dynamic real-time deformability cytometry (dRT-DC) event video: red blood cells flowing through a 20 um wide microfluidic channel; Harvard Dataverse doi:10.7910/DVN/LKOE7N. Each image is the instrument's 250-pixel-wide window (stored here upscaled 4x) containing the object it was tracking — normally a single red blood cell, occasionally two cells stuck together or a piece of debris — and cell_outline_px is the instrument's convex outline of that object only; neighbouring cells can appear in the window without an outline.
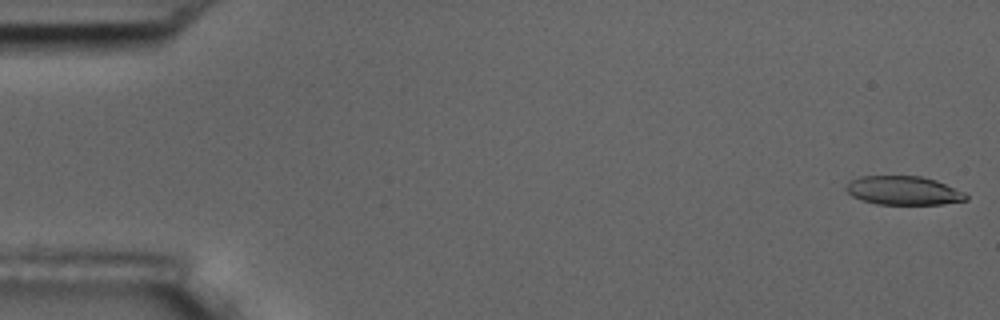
{"species": "common noctule bat (a hibernating species)", "species_latin": "Nyctalus noctula", "temperature_condition": "room temperature", "stored_images_in_passage": 56, "camera_frame_rate_fps": 3000, "um_per_image_px": 0.085, "animal": {"sex": "male", "body_mass_g": 17.5, "forearm_length_mm": 52.3}, "frame": {"image": 1, "passage_image": 1, "time_ms": 0.0, "image_size_px": [1000, 320], "cell_outline_px": [[968, 200], [940, 204], [876, 204], [860, 200], [852, 196], [844, 188], [852, 180], [860, 176], [920, 176], [936, 180], [964, 192], [968, 196]], "centroid_in_image_um": [76.79, 16.2], "position_along_channel_um": 8.2, "area_um2": 20.06}}
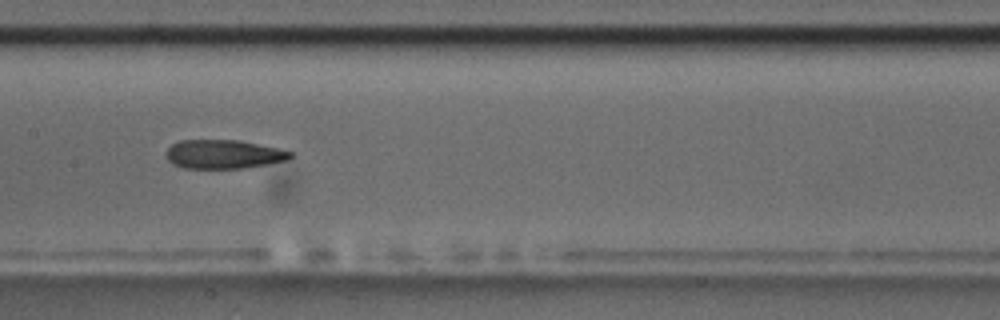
{"frame": {"image": 2, "passage_image": 28, "time_ms": 9.0, "image_size_px": [1000, 320], "cell_outline_px": [[296, 156], [288, 160], [244, 168], [184, 168], [172, 164], [168, 160], [164, 152], [172, 144], [180, 140], [240, 140], [280, 148], [296, 152]], "centroid_in_image_um": [19.06, 13.1], "position_along_channel_um": 188.3, "area_um2": 21.27}}
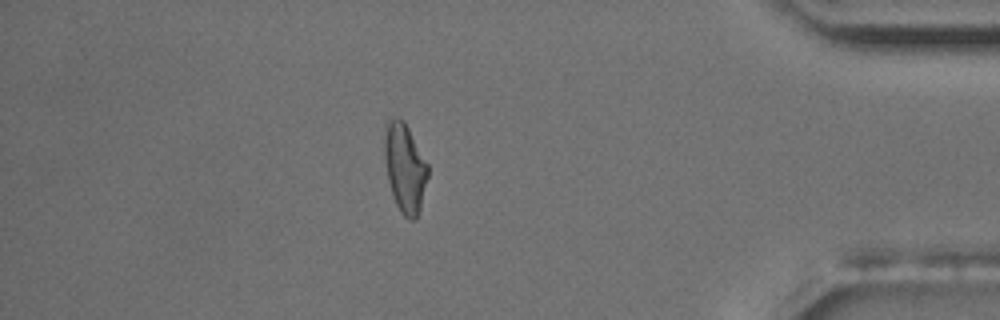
{"frame": {"image": 3, "passage_image": 49, "time_ms": 16.0, "image_size_px": [1000, 320], "cell_outline_px": [[428, 176], [420, 208], [416, 220], [408, 220], [400, 212], [396, 204], [388, 180], [384, 160], [384, 124], [388, 116], [396, 116], [404, 120], [428, 164]], "centroid_in_image_um": [34.38, 14.21], "position_along_channel_um": 400.8, "area_um2": 22.89}, "authors_computed_cell_mechanics": {"area_um2": 21.964, "velocity_mm_per_s": 3.586, "shape_relaxation_time_tau1_ms": null, "shape_relaxation_time_tau2_ms": 4.5836, "deformation_change_tau1": null, "deformation_change_tau2": 0.1418}}